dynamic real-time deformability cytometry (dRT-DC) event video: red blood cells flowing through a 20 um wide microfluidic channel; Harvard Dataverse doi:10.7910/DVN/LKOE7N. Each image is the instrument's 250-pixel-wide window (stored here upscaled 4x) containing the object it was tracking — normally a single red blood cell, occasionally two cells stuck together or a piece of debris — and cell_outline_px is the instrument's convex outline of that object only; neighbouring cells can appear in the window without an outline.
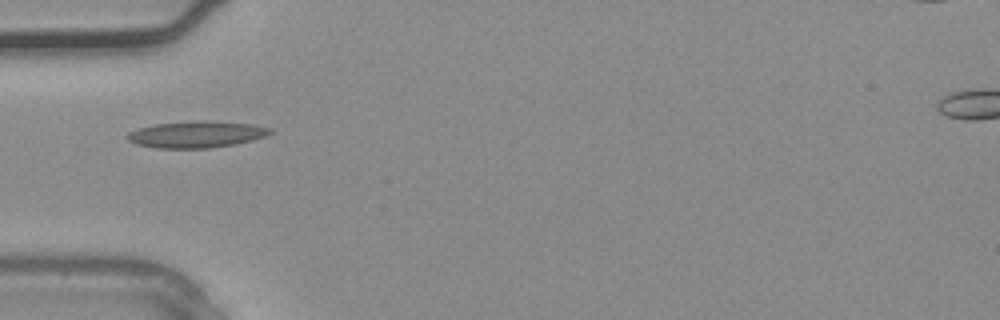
{"species": "common noctule bat (a hibernating species)", "species_latin": "Nyctalus noctula", "temperature_condition": "warm", "stored_images_in_passage": 26, "camera_frame_rate_fps": 3000, "um_per_image_px": 0.085, "animal": {"sex": "male", "body_mass_g": 20.4}, "frame": {"image": 1, "passage_image": 1, "time_ms": 0.0, "image_size_px": [1000, 320], "cell_outline_px": [[272, 132], [264, 136], [252, 140], [236, 144], [212, 148], [156, 148], [136, 144], [128, 140], [124, 136], [128, 132], [152, 124], [204, 120], [252, 124], [272, 128]], "centroid_in_image_um": [16.67, 11.42], "position_along_channel_um": 68.3, "area_um2": 22.2}}